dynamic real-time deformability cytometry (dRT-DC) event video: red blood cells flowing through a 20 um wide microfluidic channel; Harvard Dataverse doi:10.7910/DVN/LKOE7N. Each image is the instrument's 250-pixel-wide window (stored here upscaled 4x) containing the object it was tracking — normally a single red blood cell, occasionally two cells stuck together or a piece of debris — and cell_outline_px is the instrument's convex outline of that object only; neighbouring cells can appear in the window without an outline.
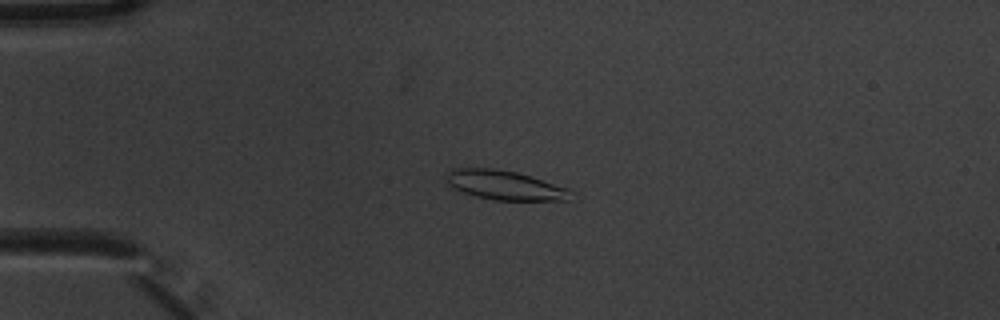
{"species": "common noctule bat (a hibernating species)", "species_latin": "Nyctalus noctula", "temperature_condition": "warm", "stored_images_in_passage": 3, "camera_frame_rate_fps": 3000, "um_per_image_px": 0.085, "animal": {"sex": "male", "body_mass_g": 20.1, "forearm_length_mm": 53.5}, "frame": {"image": 1, "passage_image": 1, "time_ms": 0.0, "image_size_px": [1000, 320], "cell_outline_px": [[576, 200], [496, 200], [476, 196], [464, 192], [448, 184], [448, 172], [452, 168], [492, 168], [516, 172], [532, 176], [568, 188], [572, 192]], "centroid_in_image_um": [43.0, 15.75], "position_along_channel_um": 42.0, "area_um2": 21.21}}